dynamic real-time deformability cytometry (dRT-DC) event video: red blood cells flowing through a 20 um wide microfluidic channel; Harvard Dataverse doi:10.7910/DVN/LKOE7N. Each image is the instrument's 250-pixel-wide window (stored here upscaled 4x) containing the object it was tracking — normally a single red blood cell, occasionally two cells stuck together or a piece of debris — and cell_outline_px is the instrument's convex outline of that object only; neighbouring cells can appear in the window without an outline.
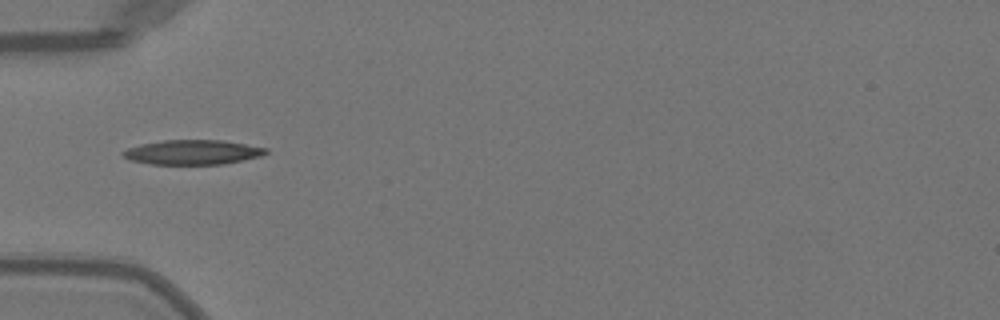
{"species": "Egyptian fruit bat (a non-hibernating species)", "species_latin": "Rousettus aegyptiacus", "temperature_condition": "warm", "stored_images_in_passage": 34, "camera_frame_rate_fps": 3000, "um_per_image_px": 0.085, "animal": {"sex": "female"}, "frame": {"image": 1, "passage_image": 1, "time_ms": 0.0, "image_size_px": [1000, 320], "cell_outline_px": [[268, 152], [260, 156], [244, 160], [224, 164], [152, 164], [132, 160], [124, 156], [120, 152], [128, 148], [140, 144], [164, 140], [224, 140], [268, 148]], "centroid_in_image_um": [16.4, 12.93], "position_along_channel_um": 68.6, "area_um2": 20.46}}
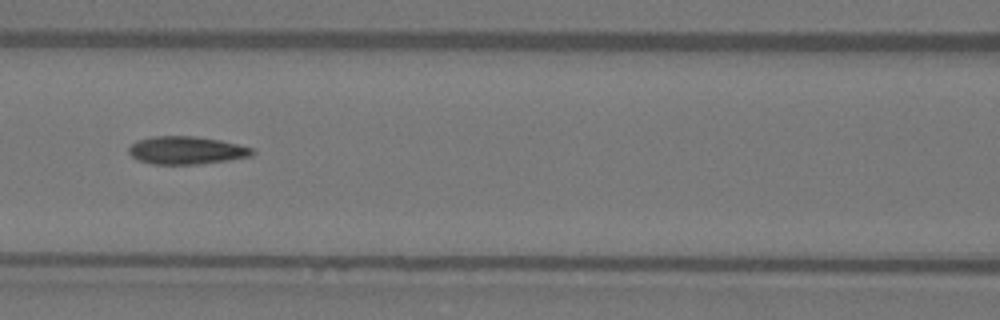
{"frame": {"image": 2, "passage_image": 7, "time_ms": 2.0, "image_size_px": [1000, 320], "cell_outline_px": [[256, 152], [252, 156], [228, 160], [200, 164], [152, 164], [140, 160], [132, 156], [128, 152], [128, 148], [136, 140], [152, 136], [196, 136], [220, 140], [256, 148]], "centroid_in_image_um": [15.89, 12.77], "position_along_channel_um": 150.7, "area_um2": 20.23}}
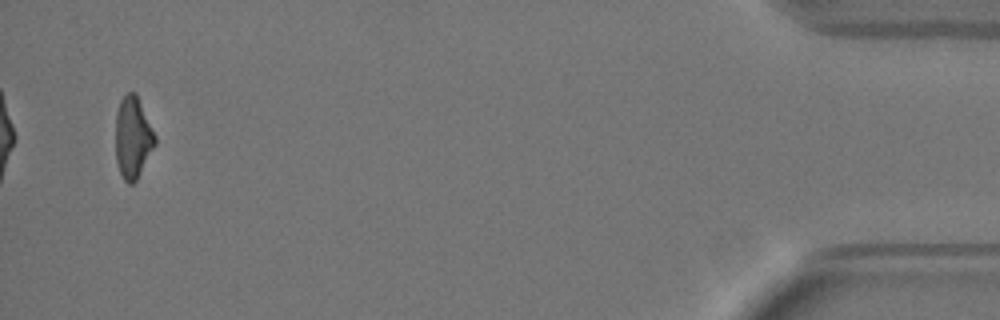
{"frame": {"image": 3, "passage_image": 33, "time_ms": 10.667, "image_size_px": [1000, 320], "cell_outline_px": [[156, 144], [136, 180], [132, 184], [128, 184], [124, 180], [120, 172], [116, 160], [116, 112], [120, 100], [128, 92], [136, 92], [156, 136]], "centroid_in_image_um": [11.29, 11.68], "position_along_channel_um": 423.9, "area_um2": 18.73}, "authors_computed_cell_mechanics": {"area_um2": 19.652, "velocity_mm_per_s": 4.0813, "shape_relaxation_time_tau1_ms": 6.3895, "shape_relaxation_time_tau2_ms": 2.8948, "deformation_change_tau1": 0.2111, "deformation_change_tau2": 0.1057}}